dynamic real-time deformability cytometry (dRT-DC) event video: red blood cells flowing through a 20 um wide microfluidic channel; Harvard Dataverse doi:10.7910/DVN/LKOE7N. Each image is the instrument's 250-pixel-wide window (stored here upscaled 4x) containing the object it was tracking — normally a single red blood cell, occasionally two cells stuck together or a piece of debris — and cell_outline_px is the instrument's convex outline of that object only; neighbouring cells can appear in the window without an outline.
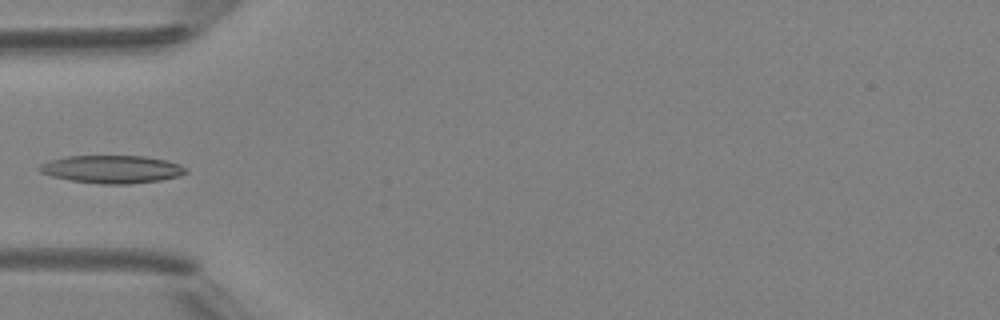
{"species": "Egyptian fruit bat (a non-hibernating species)", "species_latin": "Rousettus aegyptiacus", "temperature_condition": "room temperature", "stored_images_in_passage": 4, "camera_frame_rate_fps": 3000, "um_per_image_px": 0.085, "animal": {"sex": "female"}, "frame": {"image": 1, "passage_image": 4, "time_ms": 4.333, "image_size_px": [1000, 320], "cell_outline_px": [[188, 172], [180, 176], [160, 180], [128, 184], [100, 184], [68, 180], [52, 176], [40, 172], [36, 168], [40, 164], [64, 156], [144, 156], [168, 160], [180, 164]], "centroid_in_image_um": [9.5, 14.38], "position_along_channel_um": 75.5, "area_um2": 23.87}}